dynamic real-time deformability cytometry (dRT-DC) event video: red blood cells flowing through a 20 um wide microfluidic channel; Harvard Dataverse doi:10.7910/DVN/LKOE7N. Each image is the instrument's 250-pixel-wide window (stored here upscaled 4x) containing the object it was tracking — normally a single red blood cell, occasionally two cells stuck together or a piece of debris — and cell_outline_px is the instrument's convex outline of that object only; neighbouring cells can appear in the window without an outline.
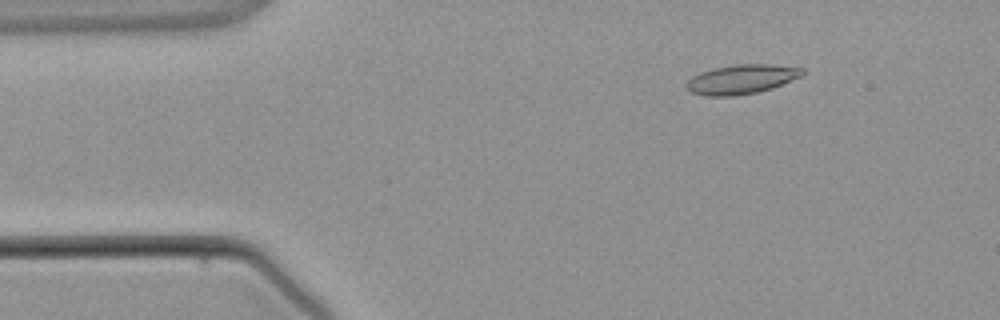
{"species": "common noctule bat (a hibernating species)", "species_latin": "Nyctalus noctula", "temperature_condition": "warm", "stored_images_in_passage": 3, "camera_frame_rate_fps": 3000, "um_per_image_px": 0.085, "animal": {"sex": "male", "body_mass_g": 21.5, "forearm_length_mm": 52.0}, "frame": {"image": 1, "passage_image": 1, "time_ms": 0.0, "image_size_px": [1000, 320], "cell_outline_px": [[804, 72], [800, 76], [772, 88], [756, 92], [732, 96], [704, 96], [692, 92], [684, 88], [684, 84], [692, 76], [700, 72], [712, 68], [736, 64], [772, 64], [804, 68]], "centroid_in_image_um": [62.97, 6.73], "position_along_channel_um": 22.0, "area_um2": 19.88}}
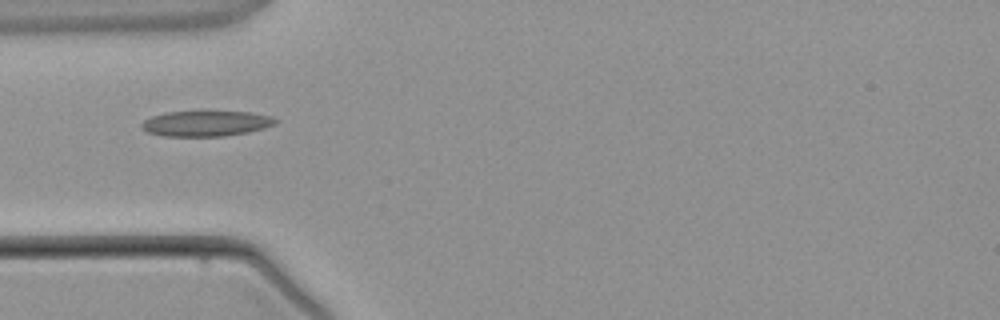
{"frame": {"image": 2, "passage_image": 3, "time_ms": 2.333, "image_size_px": [1000, 320], "cell_outline_px": [[276, 124], [264, 128], [248, 132], [224, 136], [164, 136], [148, 132], [140, 124], [144, 120], [152, 116], [168, 112], [252, 112], [272, 116], [276, 120]], "centroid_in_image_um": [17.54, 10.5], "position_along_channel_um": 67.5, "area_um2": 19.65}}